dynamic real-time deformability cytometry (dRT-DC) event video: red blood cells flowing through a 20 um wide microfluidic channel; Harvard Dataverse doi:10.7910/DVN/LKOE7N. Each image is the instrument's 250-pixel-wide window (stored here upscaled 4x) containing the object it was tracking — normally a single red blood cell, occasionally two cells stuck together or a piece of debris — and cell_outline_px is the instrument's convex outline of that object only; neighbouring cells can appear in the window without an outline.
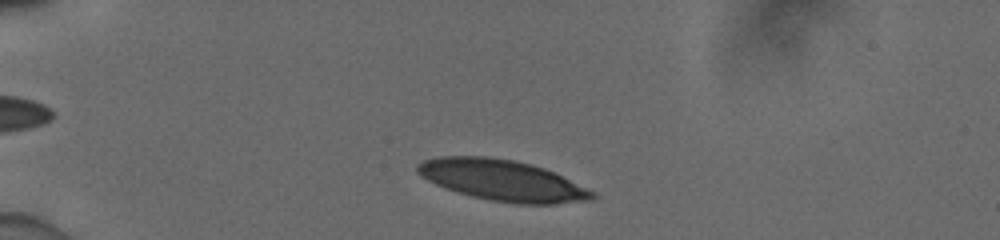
{"species": "human", "species_latin": "Homo sapiens", "temperature_condition": "cold", "stored_images_in_passage": 45, "camera_frame_rate_fps": 3000, "um_per_image_px": 0.085, "donor": {"sex": "male"}, "frame": {"image": 1, "passage_image": 5, "time_ms": 1.333, "image_size_px": [1000, 240], "cell_outline_px": [[596, 196], [592, 200], [556, 204], [512, 204], [472, 196], [436, 184], [420, 176], [416, 172], [416, 164], [424, 160], [436, 156], [488, 156], [512, 160], [532, 164], [544, 168], [596, 192]], "centroid_in_image_um": [42.7, 15.32], "position_along_channel_um": 42.3, "area_um2": 41.67}}
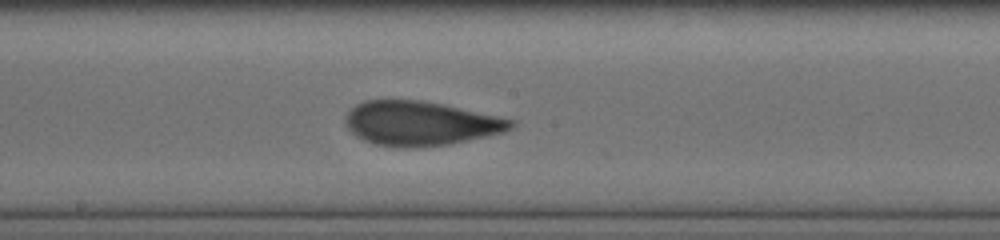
{"frame": {"image": 2, "passage_image": 22, "time_ms": 7.0, "image_size_px": [1000, 240], "cell_outline_px": [[516, 124], [512, 128], [504, 132], [468, 140], [448, 144], [400, 148], [396, 148], [376, 144], [364, 140], [356, 136], [348, 128], [344, 120], [348, 112], [356, 104], [364, 100], [420, 100], [440, 104], [516, 120]], "centroid_in_image_um": [35.72, 10.49], "position_along_channel_um": 212.5, "area_um2": 42.37}}
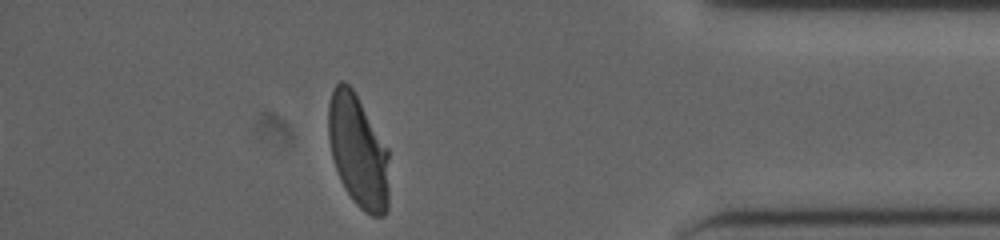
{"frame": {"image": 3, "passage_image": 39, "time_ms": 12.667, "image_size_px": [1000, 240], "cell_outline_px": [[388, 208], [384, 216], [372, 216], [364, 212], [352, 200], [340, 180], [332, 156], [328, 140], [328, 104], [332, 88], [340, 80], [344, 80], [352, 88], [388, 148]], "centroid_in_image_um": [30.43, 12.84], "position_along_channel_um": 404.8, "area_um2": 40.06}, "authors_computed_cell_mechanics": {"area_um2": 41.6738, "velocity_mm_per_s": 3.9037, "shape_relaxation_time_tau1_ms": 5.8792, "shape_relaxation_time_tau2_ms": 0.9262, "deformation_change_tau1": 0.1821, "deformation_change_tau2": 0.0784}}